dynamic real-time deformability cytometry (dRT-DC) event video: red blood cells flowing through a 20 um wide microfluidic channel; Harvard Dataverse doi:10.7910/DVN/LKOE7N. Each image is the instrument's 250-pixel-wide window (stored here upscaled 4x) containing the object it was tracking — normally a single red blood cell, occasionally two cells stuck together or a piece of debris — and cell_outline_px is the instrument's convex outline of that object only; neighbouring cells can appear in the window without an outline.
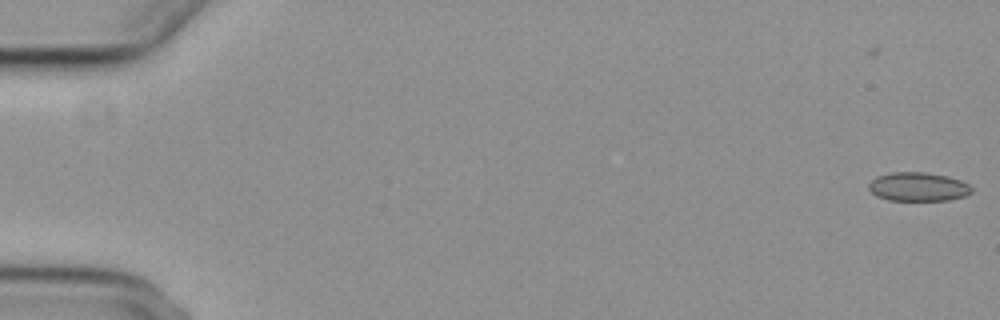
{"species": "common noctule bat (a hibernating species)", "species_latin": "Nyctalus noctula", "temperature_condition": "cold", "stored_images_in_passage": 3, "camera_frame_rate_fps": 3000, "um_per_image_px": 0.085, "animal": {"sex": "female", "body_mass_g": 29.2, "forearm_length_mm": 56.3}, "frame": {"image": 1, "passage_image": 3, "time_ms": 0.667, "image_size_px": [1000, 320], "cell_outline_px": [[972, 192], [964, 196], [948, 200], [888, 200], [876, 196], [868, 188], [868, 184], [876, 176], [892, 172], [924, 172], [948, 176], [960, 180], [968, 184], [972, 188]], "centroid_in_image_um": [78.02, 15.87], "position_along_channel_um": 7.0, "area_um2": 17.28}}